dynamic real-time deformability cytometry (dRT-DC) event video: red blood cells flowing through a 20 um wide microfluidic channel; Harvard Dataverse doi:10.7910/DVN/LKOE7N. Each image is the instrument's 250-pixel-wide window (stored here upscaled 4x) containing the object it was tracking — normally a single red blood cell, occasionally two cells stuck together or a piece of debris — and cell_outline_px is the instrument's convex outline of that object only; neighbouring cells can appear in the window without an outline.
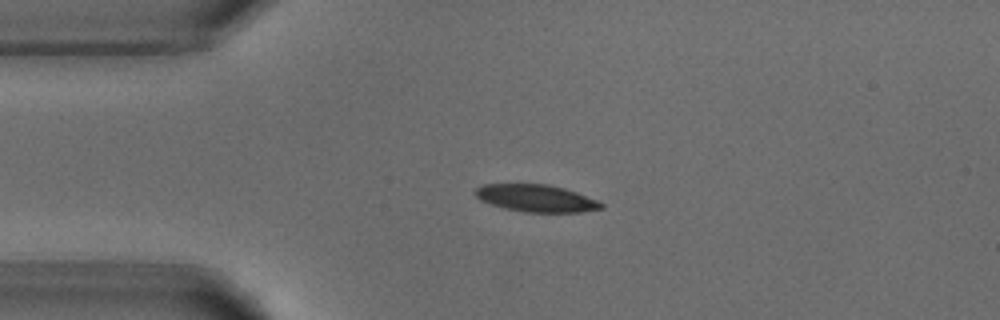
{"species": "common noctule bat (a hibernating species)", "species_latin": "Nyctalus noctula", "temperature_condition": "warm", "stored_images_in_passage": 5, "camera_frame_rate_fps": 3000, "um_per_image_px": 0.085, "animal": {"sex": "male", "body_mass_g": 18.8}, "frame": {"image": 1, "passage_image": 1, "time_ms": 0.0, "image_size_px": [1000, 320], "cell_outline_px": [[604, 208], [580, 212], [524, 212], [504, 208], [480, 200], [472, 192], [476, 188], [484, 184], [548, 184], [564, 188], [576, 192], [596, 200], [604, 204]], "centroid_in_image_um": [45.55, 16.85], "position_along_channel_um": 39.4, "area_um2": 19.94}}
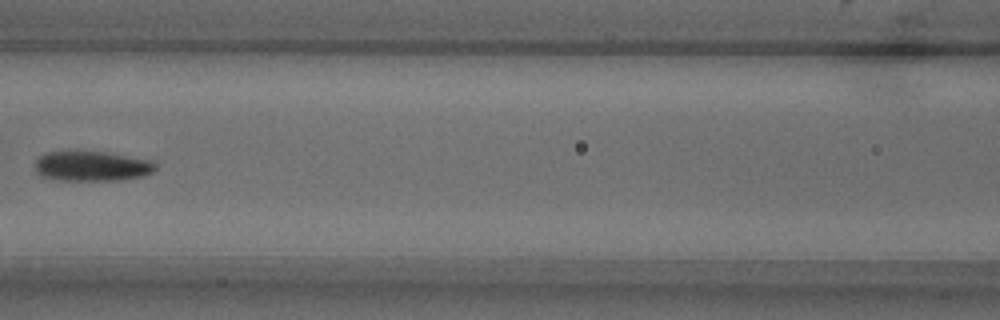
{"frame": {"image": 2, "passage_image": 4, "time_ms": 3.667, "image_size_px": [1000, 320], "cell_outline_px": [[156, 168], [152, 172], [144, 176], [124, 180], [52, 180], [40, 176], [36, 172], [36, 160], [44, 152], [104, 152], [156, 160]], "centroid_in_image_um": [7.85, 14.13], "position_along_channel_um": 158.8, "area_um2": 21.27}}
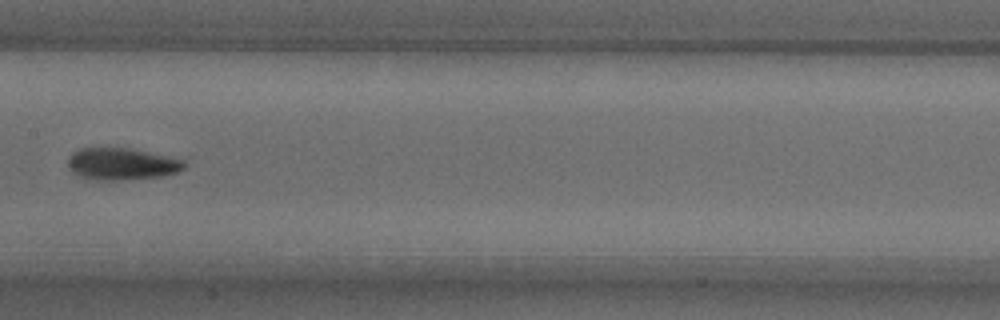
{"frame": {"image": 3, "passage_image": 5, "time_ms": 4.667, "image_size_px": [1000, 320], "cell_outline_px": [[188, 164], [180, 172], [164, 176], [124, 180], [96, 180], [84, 176], [68, 168], [68, 156], [72, 152], [80, 148], [128, 148], [184, 160]], "centroid_in_image_um": [10.39, 13.94], "position_along_channel_um": 197.0, "area_um2": 21.56}}